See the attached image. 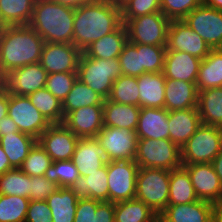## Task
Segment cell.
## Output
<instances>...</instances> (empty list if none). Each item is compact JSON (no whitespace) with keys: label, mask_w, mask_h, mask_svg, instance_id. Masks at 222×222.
Instances as JSON below:
<instances>
[{"label":"cell","mask_w":222,"mask_h":222,"mask_svg":"<svg viewBox=\"0 0 222 222\" xmlns=\"http://www.w3.org/2000/svg\"><path fill=\"white\" fill-rule=\"evenodd\" d=\"M105 99L78 78L74 82L69 94L62 102L64 117L71 111L82 107L103 105Z\"/></svg>","instance_id":"cell-35"},{"label":"cell","mask_w":222,"mask_h":222,"mask_svg":"<svg viewBox=\"0 0 222 222\" xmlns=\"http://www.w3.org/2000/svg\"><path fill=\"white\" fill-rule=\"evenodd\" d=\"M222 150V128L201 124L181 148L182 165L211 163Z\"/></svg>","instance_id":"cell-6"},{"label":"cell","mask_w":222,"mask_h":222,"mask_svg":"<svg viewBox=\"0 0 222 222\" xmlns=\"http://www.w3.org/2000/svg\"><path fill=\"white\" fill-rule=\"evenodd\" d=\"M37 139L23 132L10 133L0 137V146L9 159L10 166L20 168Z\"/></svg>","instance_id":"cell-29"},{"label":"cell","mask_w":222,"mask_h":222,"mask_svg":"<svg viewBox=\"0 0 222 222\" xmlns=\"http://www.w3.org/2000/svg\"><path fill=\"white\" fill-rule=\"evenodd\" d=\"M75 8L51 0H36L29 26L45 42L73 44Z\"/></svg>","instance_id":"cell-3"},{"label":"cell","mask_w":222,"mask_h":222,"mask_svg":"<svg viewBox=\"0 0 222 222\" xmlns=\"http://www.w3.org/2000/svg\"><path fill=\"white\" fill-rule=\"evenodd\" d=\"M166 77L162 72L144 73L137 77L139 87V107L164 108L165 107V82Z\"/></svg>","instance_id":"cell-25"},{"label":"cell","mask_w":222,"mask_h":222,"mask_svg":"<svg viewBox=\"0 0 222 222\" xmlns=\"http://www.w3.org/2000/svg\"><path fill=\"white\" fill-rule=\"evenodd\" d=\"M138 170L139 166L135 161L107 162L109 202L116 203L135 198Z\"/></svg>","instance_id":"cell-9"},{"label":"cell","mask_w":222,"mask_h":222,"mask_svg":"<svg viewBox=\"0 0 222 222\" xmlns=\"http://www.w3.org/2000/svg\"><path fill=\"white\" fill-rule=\"evenodd\" d=\"M76 79L77 72L48 74L45 88L62 103L69 94Z\"/></svg>","instance_id":"cell-44"},{"label":"cell","mask_w":222,"mask_h":222,"mask_svg":"<svg viewBox=\"0 0 222 222\" xmlns=\"http://www.w3.org/2000/svg\"><path fill=\"white\" fill-rule=\"evenodd\" d=\"M170 173V170L160 168H139L135 198L154 212H162L168 206Z\"/></svg>","instance_id":"cell-5"},{"label":"cell","mask_w":222,"mask_h":222,"mask_svg":"<svg viewBox=\"0 0 222 222\" xmlns=\"http://www.w3.org/2000/svg\"><path fill=\"white\" fill-rule=\"evenodd\" d=\"M214 204L197 200L189 204L168 205L162 212L174 222H209Z\"/></svg>","instance_id":"cell-28"},{"label":"cell","mask_w":222,"mask_h":222,"mask_svg":"<svg viewBox=\"0 0 222 222\" xmlns=\"http://www.w3.org/2000/svg\"><path fill=\"white\" fill-rule=\"evenodd\" d=\"M128 42V34L123 23L118 29L93 41L83 53L91 58H118L124 45Z\"/></svg>","instance_id":"cell-27"},{"label":"cell","mask_w":222,"mask_h":222,"mask_svg":"<svg viewBox=\"0 0 222 222\" xmlns=\"http://www.w3.org/2000/svg\"><path fill=\"white\" fill-rule=\"evenodd\" d=\"M198 90L196 82L167 78L165 82V109L182 110L197 108Z\"/></svg>","instance_id":"cell-23"},{"label":"cell","mask_w":222,"mask_h":222,"mask_svg":"<svg viewBox=\"0 0 222 222\" xmlns=\"http://www.w3.org/2000/svg\"><path fill=\"white\" fill-rule=\"evenodd\" d=\"M63 124L78 138L96 137L103 125V105L82 107L69 112Z\"/></svg>","instance_id":"cell-18"},{"label":"cell","mask_w":222,"mask_h":222,"mask_svg":"<svg viewBox=\"0 0 222 222\" xmlns=\"http://www.w3.org/2000/svg\"><path fill=\"white\" fill-rule=\"evenodd\" d=\"M4 27H5V25L0 20V35L2 34Z\"/></svg>","instance_id":"cell-62"},{"label":"cell","mask_w":222,"mask_h":222,"mask_svg":"<svg viewBox=\"0 0 222 222\" xmlns=\"http://www.w3.org/2000/svg\"><path fill=\"white\" fill-rule=\"evenodd\" d=\"M134 161L139 168L171 171L182 166L181 149L169 139H138Z\"/></svg>","instance_id":"cell-7"},{"label":"cell","mask_w":222,"mask_h":222,"mask_svg":"<svg viewBox=\"0 0 222 222\" xmlns=\"http://www.w3.org/2000/svg\"><path fill=\"white\" fill-rule=\"evenodd\" d=\"M198 199L187 170L181 166L171 170L168 205L189 204Z\"/></svg>","instance_id":"cell-33"},{"label":"cell","mask_w":222,"mask_h":222,"mask_svg":"<svg viewBox=\"0 0 222 222\" xmlns=\"http://www.w3.org/2000/svg\"><path fill=\"white\" fill-rule=\"evenodd\" d=\"M119 7H121L127 0H113Z\"/></svg>","instance_id":"cell-60"},{"label":"cell","mask_w":222,"mask_h":222,"mask_svg":"<svg viewBox=\"0 0 222 222\" xmlns=\"http://www.w3.org/2000/svg\"><path fill=\"white\" fill-rule=\"evenodd\" d=\"M183 21L210 46L222 49V11L201 4Z\"/></svg>","instance_id":"cell-11"},{"label":"cell","mask_w":222,"mask_h":222,"mask_svg":"<svg viewBox=\"0 0 222 222\" xmlns=\"http://www.w3.org/2000/svg\"><path fill=\"white\" fill-rule=\"evenodd\" d=\"M52 163L53 161L50 156L37 142L19 169L30 177L43 176Z\"/></svg>","instance_id":"cell-42"},{"label":"cell","mask_w":222,"mask_h":222,"mask_svg":"<svg viewBox=\"0 0 222 222\" xmlns=\"http://www.w3.org/2000/svg\"><path fill=\"white\" fill-rule=\"evenodd\" d=\"M122 22L121 7L113 0H95L75 8L73 45L81 52L101 37L118 29Z\"/></svg>","instance_id":"cell-1"},{"label":"cell","mask_w":222,"mask_h":222,"mask_svg":"<svg viewBox=\"0 0 222 222\" xmlns=\"http://www.w3.org/2000/svg\"><path fill=\"white\" fill-rule=\"evenodd\" d=\"M169 140L180 149L202 124L198 108L169 111Z\"/></svg>","instance_id":"cell-20"},{"label":"cell","mask_w":222,"mask_h":222,"mask_svg":"<svg viewBox=\"0 0 222 222\" xmlns=\"http://www.w3.org/2000/svg\"><path fill=\"white\" fill-rule=\"evenodd\" d=\"M197 108L202 124L222 128V87L199 91Z\"/></svg>","instance_id":"cell-30"},{"label":"cell","mask_w":222,"mask_h":222,"mask_svg":"<svg viewBox=\"0 0 222 222\" xmlns=\"http://www.w3.org/2000/svg\"><path fill=\"white\" fill-rule=\"evenodd\" d=\"M8 116L14 121L20 132L36 139L51 125L30 102L28 96L9 93Z\"/></svg>","instance_id":"cell-10"},{"label":"cell","mask_w":222,"mask_h":222,"mask_svg":"<svg viewBox=\"0 0 222 222\" xmlns=\"http://www.w3.org/2000/svg\"><path fill=\"white\" fill-rule=\"evenodd\" d=\"M140 107L106 99L103 104V125L136 131Z\"/></svg>","instance_id":"cell-26"},{"label":"cell","mask_w":222,"mask_h":222,"mask_svg":"<svg viewBox=\"0 0 222 222\" xmlns=\"http://www.w3.org/2000/svg\"><path fill=\"white\" fill-rule=\"evenodd\" d=\"M96 138L109 161H134L138 137L136 131L103 126Z\"/></svg>","instance_id":"cell-12"},{"label":"cell","mask_w":222,"mask_h":222,"mask_svg":"<svg viewBox=\"0 0 222 222\" xmlns=\"http://www.w3.org/2000/svg\"><path fill=\"white\" fill-rule=\"evenodd\" d=\"M51 1L57 2L59 4L71 6L73 8H77L84 4L94 2L95 0H51Z\"/></svg>","instance_id":"cell-55"},{"label":"cell","mask_w":222,"mask_h":222,"mask_svg":"<svg viewBox=\"0 0 222 222\" xmlns=\"http://www.w3.org/2000/svg\"><path fill=\"white\" fill-rule=\"evenodd\" d=\"M122 75L138 77L142 75L141 51H137V43L127 42L118 57Z\"/></svg>","instance_id":"cell-45"},{"label":"cell","mask_w":222,"mask_h":222,"mask_svg":"<svg viewBox=\"0 0 222 222\" xmlns=\"http://www.w3.org/2000/svg\"><path fill=\"white\" fill-rule=\"evenodd\" d=\"M72 161L80 176L85 177L98 171L108 162L107 153L96 137L79 138Z\"/></svg>","instance_id":"cell-19"},{"label":"cell","mask_w":222,"mask_h":222,"mask_svg":"<svg viewBox=\"0 0 222 222\" xmlns=\"http://www.w3.org/2000/svg\"><path fill=\"white\" fill-rule=\"evenodd\" d=\"M182 166L187 170L199 200L213 204L222 200V185L211 163Z\"/></svg>","instance_id":"cell-17"},{"label":"cell","mask_w":222,"mask_h":222,"mask_svg":"<svg viewBox=\"0 0 222 222\" xmlns=\"http://www.w3.org/2000/svg\"><path fill=\"white\" fill-rule=\"evenodd\" d=\"M18 131L17 125L8 115L0 120V137Z\"/></svg>","instance_id":"cell-52"},{"label":"cell","mask_w":222,"mask_h":222,"mask_svg":"<svg viewBox=\"0 0 222 222\" xmlns=\"http://www.w3.org/2000/svg\"><path fill=\"white\" fill-rule=\"evenodd\" d=\"M213 219L214 222H222V200L220 202L214 203Z\"/></svg>","instance_id":"cell-57"},{"label":"cell","mask_w":222,"mask_h":222,"mask_svg":"<svg viewBox=\"0 0 222 222\" xmlns=\"http://www.w3.org/2000/svg\"><path fill=\"white\" fill-rule=\"evenodd\" d=\"M211 164L213 165V168H214L216 174L218 175L219 180H220L221 185H222V150L214 158V160L211 162Z\"/></svg>","instance_id":"cell-56"},{"label":"cell","mask_w":222,"mask_h":222,"mask_svg":"<svg viewBox=\"0 0 222 222\" xmlns=\"http://www.w3.org/2000/svg\"><path fill=\"white\" fill-rule=\"evenodd\" d=\"M78 200L69 187H58L46 200L53 222H74Z\"/></svg>","instance_id":"cell-31"},{"label":"cell","mask_w":222,"mask_h":222,"mask_svg":"<svg viewBox=\"0 0 222 222\" xmlns=\"http://www.w3.org/2000/svg\"><path fill=\"white\" fill-rule=\"evenodd\" d=\"M168 116L165 108H140L136 129L138 139H169Z\"/></svg>","instance_id":"cell-22"},{"label":"cell","mask_w":222,"mask_h":222,"mask_svg":"<svg viewBox=\"0 0 222 222\" xmlns=\"http://www.w3.org/2000/svg\"><path fill=\"white\" fill-rule=\"evenodd\" d=\"M131 43L167 46L170 20L162 12L130 18L125 23Z\"/></svg>","instance_id":"cell-8"},{"label":"cell","mask_w":222,"mask_h":222,"mask_svg":"<svg viewBox=\"0 0 222 222\" xmlns=\"http://www.w3.org/2000/svg\"><path fill=\"white\" fill-rule=\"evenodd\" d=\"M102 201L96 199H79L74 222H94L95 212Z\"/></svg>","instance_id":"cell-50"},{"label":"cell","mask_w":222,"mask_h":222,"mask_svg":"<svg viewBox=\"0 0 222 222\" xmlns=\"http://www.w3.org/2000/svg\"><path fill=\"white\" fill-rule=\"evenodd\" d=\"M201 62L186 52L166 50L163 73L166 78L196 82Z\"/></svg>","instance_id":"cell-21"},{"label":"cell","mask_w":222,"mask_h":222,"mask_svg":"<svg viewBox=\"0 0 222 222\" xmlns=\"http://www.w3.org/2000/svg\"><path fill=\"white\" fill-rule=\"evenodd\" d=\"M78 141L63 123L51 124L37 139L53 162L72 159Z\"/></svg>","instance_id":"cell-14"},{"label":"cell","mask_w":222,"mask_h":222,"mask_svg":"<svg viewBox=\"0 0 222 222\" xmlns=\"http://www.w3.org/2000/svg\"><path fill=\"white\" fill-rule=\"evenodd\" d=\"M48 73L39 62L16 68L4 76L8 93L28 96L46 85Z\"/></svg>","instance_id":"cell-16"},{"label":"cell","mask_w":222,"mask_h":222,"mask_svg":"<svg viewBox=\"0 0 222 222\" xmlns=\"http://www.w3.org/2000/svg\"><path fill=\"white\" fill-rule=\"evenodd\" d=\"M202 0H160L161 12L171 20H183Z\"/></svg>","instance_id":"cell-46"},{"label":"cell","mask_w":222,"mask_h":222,"mask_svg":"<svg viewBox=\"0 0 222 222\" xmlns=\"http://www.w3.org/2000/svg\"><path fill=\"white\" fill-rule=\"evenodd\" d=\"M69 188L78 199L90 198L99 201H109L107 163L98 171L90 173V175L80 176Z\"/></svg>","instance_id":"cell-24"},{"label":"cell","mask_w":222,"mask_h":222,"mask_svg":"<svg viewBox=\"0 0 222 222\" xmlns=\"http://www.w3.org/2000/svg\"><path fill=\"white\" fill-rule=\"evenodd\" d=\"M159 222H174L170 220L163 212L156 213L155 217Z\"/></svg>","instance_id":"cell-59"},{"label":"cell","mask_w":222,"mask_h":222,"mask_svg":"<svg viewBox=\"0 0 222 222\" xmlns=\"http://www.w3.org/2000/svg\"><path fill=\"white\" fill-rule=\"evenodd\" d=\"M120 75H122V69L118 58H91L81 53L77 78L105 100L110 95L113 82Z\"/></svg>","instance_id":"cell-4"},{"label":"cell","mask_w":222,"mask_h":222,"mask_svg":"<svg viewBox=\"0 0 222 222\" xmlns=\"http://www.w3.org/2000/svg\"><path fill=\"white\" fill-rule=\"evenodd\" d=\"M202 4L222 11V0H202Z\"/></svg>","instance_id":"cell-58"},{"label":"cell","mask_w":222,"mask_h":222,"mask_svg":"<svg viewBox=\"0 0 222 222\" xmlns=\"http://www.w3.org/2000/svg\"><path fill=\"white\" fill-rule=\"evenodd\" d=\"M198 92L222 87V49H212L202 60L196 79Z\"/></svg>","instance_id":"cell-32"},{"label":"cell","mask_w":222,"mask_h":222,"mask_svg":"<svg viewBox=\"0 0 222 222\" xmlns=\"http://www.w3.org/2000/svg\"><path fill=\"white\" fill-rule=\"evenodd\" d=\"M11 169L13 168L10 166L9 159L3 151V148L0 146V175L4 174L5 172Z\"/></svg>","instance_id":"cell-54"},{"label":"cell","mask_w":222,"mask_h":222,"mask_svg":"<svg viewBox=\"0 0 222 222\" xmlns=\"http://www.w3.org/2000/svg\"><path fill=\"white\" fill-rule=\"evenodd\" d=\"M28 98L51 124L63 123L62 103L45 87L31 93Z\"/></svg>","instance_id":"cell-37"},{"label":"cell","mask_w":222,"mask_h":222,"mask_svg":"<svg viewBox=\"0 0 222 222\" xmlns=\"http://www.w3.org/2000/svg\"><path fill=\"white\" fill-rule=\"evenodd\" d=\"M155 217L156 212L136 198L115 203V222H151Z\"/></svg>","instance_id":"cell-36"},{"label":"cell","mask_w":222,"mask_h":222,"mask_svg":"<svg viewBox=\"0 0 222 222\" xmlns=\"http://www.w3.org/2000/svg\"><path fill=\"white\" fill-rule=\"evenodd\" d=\"M81 53L70 43L45 42L39 63L48 74L77 72Z\"/></svg>","instance_id":"cell-15"},{"label":"cell","mask_w":222,"mask_h":222,"mask_svg":"<svg viewBox=\"0 0 222 222\" xmlns=\"http://www.w3.org/2000/svg\"><path fill=\"white\" fill-rule=\"evenodd\" d=\"M161 12L160 0H127L121 6L122 22L130 18Z\"/></svg>","instance_id":"cell-47"},{"label":"cell","mask_w":222,"mask_h":222,"mask_svg":"<svg viewBox=\"0 0 222 222\" xmlns=\"http://www.w3.org/2000/svg\"><path fill=\"white\" fill-rule=\"evenodd\" d=\"M137 51H141L142 74L159 73L164 70L166 46L137 44Z\"/></svg>","instance_id":"cell-43"},{"label":"cell","mask_w":222,"mask_h":222,"mask_svg":"<svg viewBox=\"0 0 222 222\" xmlns=\"http://www.w3.org/2000/svg\"><path fill=\"white\" fill-rule=\"evenodd\" d=\"M29 203V198L0 194V222H25Z\"/></svg>","instance_id":"cell-40"},{"label":"cell","mask_w":222,"mask_h":222,"mask_svg":"<svg viewBox=\"0 0 222 222\" xmlns=\"http://www.w3.org/2000/svg\"><path fill=\"white\" fill-rule=\"evenodd\" d=\"M109 101L139 106V87L137 77L120 75L111 88Z\"/></svg>","instance_id":"cell-39"},{"label":"cell","mask_w":222,"mask_h":222,"mask_svg":"<svg viewBox=\"0 0 222 222\" xmlns=\"http://www.w3.org/2000/svg\"><path fill=\"white\" fill-rule=\"evenodd\" d=\"M58 185L43 176H31L30 201H46Z\"/></svg>","instance_id":"cell-48"},{"label":"cell","mask_w":222,"mask_h":222,"mask_svg":"<svg viewBox=\"0 0 222 222\" xmlns=\"http://www.w3.org/2000/svg\"><path fill=\"white\" fill-rule=\"evenodd\" d=\"M115 203L102 201L95 212L94 222H115Z\"/></svg>","instance_id":"cell-51"},{"label":"cell","mask_w":222,"mask_h":222,"mask_svg":"<svg viewBox=\"0 0 222 222\" xmlns=\"http://www.w3.org/2000/svg\"><path fill=\"white\" fill-rule=\"evenodd\" d=\"M9 93L3 88L0 90V120L8 115Z\"/></svg>","instance_id":"cell-53"},{"label":"cell","mask_w":222,"mask_h":222,"mask_svg":"<svg viewBox=\"0 0 222 222\" xmlns=\"http://www.w3.org/2000/svg\"><path fill=\"white\" fill-rule=\"evenodd\" d=\"M151 222H159L156 218H154Z\"/></svg>","instance_id":"cell-63"},{"label":"cell","mask_w":222,"mask_h":222,"mask_svg":"<svg viewBox=\"0 0 222 222\" xmlns=\"http://www.w3.org/2000/svg\"><path fill=\"white\" fill-rule=\"evenodd\" d=\"M31 177L21 169H11L0 175V194L30 197Z\"/></svg>","instance_id":"cell-38"},{"label":"cell","mask_w":222,"mask_h":222,"mask_svg":"<svg viewBox=\"0 0 222 222\" xmlns=\"http://www.w3.org/2000/svg\"><path fill=\"white\" fill-rule=\"evenodd\" d=\"M44 176L58 187H70L80 177L79 171L72 159L54 161Z\"/></svg>","instance_id":"cell-41"},{"label":"cell","mask_w":222,"mask_h":222,"mask_svg":"<svg viewBox=\"0 0 222 222\" xmlns=\"http://www.w3.org/2000/svg\"><path fill=\"white\" fill-rule=\"evenodd\" d=\"M45 41L29 25L5 26L0 35V74L40 60Z\"/></svg>","instance_id":"cell-2"},{"label":"cell","mask_w":222,"mask_h":222,"mask_svg":"<svg viewBox=\"0 0 222 222\" xmlns=\"http://www.w3.org/2000/svg\"><path fill=\"white\" fill-rule=\"evenodd\" d=\"M36 0H0V20L5 26L28 25Z\"/></svg>","instance_id":"cell-34"},{"label":"cell","mask_w":222,"mask_h":222,"mask_svg":"<svg viewBox=\"0 0 222 222\" xmlns=\"http://www.w3.org/2000/svg\"><path fill=\"white\" fill-rule=\"evenodd\" d=\"M166 50L186 52L203 60L212 49L183 20H171Z\"/></svg>","instance_id":"cell-13"},{"label":"cell","mask_w":222,"mask_h":222,"mask_svg":"<svg viewBox=\"0 0 222 222\" xmlns=\"http://www.w3.org/2000/svg\"><path fill=\"white\" fill-rule=\"evenodd\" d=\"M4 88V77L0 74V90Z\"/></svg>","instance_id":"cell-61"},{"label":"cell","mask_w":222,"mask_h":222,"mask_svg":"<svg viewBox=\"0 0 222 222\" xmlns=\"http://www.w3.org/2000/svg\"><path fill=\"white\" fill-rule=\"evenodd\" d=\"M25 222H53L47 201H30Z\"/></svg>","instance_id":"cell-49"}]
</instances>
